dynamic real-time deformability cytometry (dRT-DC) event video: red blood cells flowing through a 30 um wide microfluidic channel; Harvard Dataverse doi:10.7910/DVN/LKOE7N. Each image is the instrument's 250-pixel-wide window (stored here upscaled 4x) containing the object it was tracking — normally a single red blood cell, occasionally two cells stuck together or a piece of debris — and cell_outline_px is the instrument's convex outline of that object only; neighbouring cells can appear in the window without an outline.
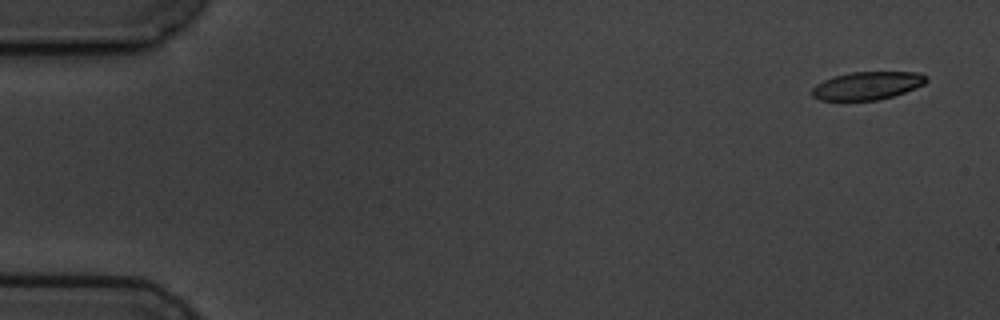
{"species": "common noctule bat (a hibernating species)", "species_latin": "Nyctalus noctula", "temperature_condition": "cold", "stored_images_in_passage": 5, "camera_frame_rate_fps": 3000, "um_per_image_px": 0.085, "animal": {"sex": "male", "body_mass_g": 19.5, "forearm_length_mm": 54.6}, "frame": {"image": 1, "passage_image": 1, "time_ms": 0.0, "image_size_px": [1000, 320], "cell_outline_px": [[928, 80], [924, 84], [916, 88], [892, 96], [876, 100], [820, 100], [812, 96], [812, 88], [816, 84], [832, 76], [848, 72], [920, 72], [928, 76]], "centroid_in_image_um": [73.73, 7.27], "position_along_channel_um": 11.3, "area_um2": 18.73}}